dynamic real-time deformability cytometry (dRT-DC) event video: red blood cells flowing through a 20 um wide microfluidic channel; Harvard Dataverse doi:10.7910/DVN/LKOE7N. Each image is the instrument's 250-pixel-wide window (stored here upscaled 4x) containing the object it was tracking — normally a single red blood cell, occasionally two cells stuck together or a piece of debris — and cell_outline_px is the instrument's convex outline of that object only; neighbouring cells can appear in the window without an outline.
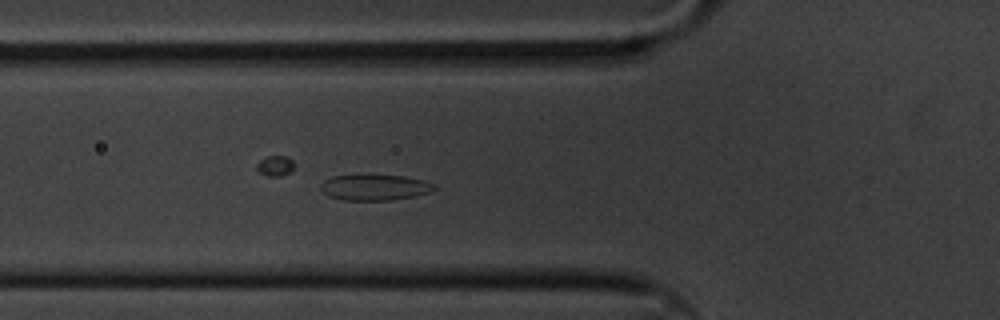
{"species": "common noctule bat (a hibernating species)", "species_latin": "Nyctalus noctula", "temperature_condition": "cold", "stored_images_in_passage": 18, "camera_frame_rate_fps": 3000, "um_per_image_px": 0.085, "animal": {"sex": "male", "body_mass_g": 20.1, "forearm_length_mm": 53.5}, "frame": {"image": 1, "passage_image": 13, "time_ms": 4.0, "image_size_px": [1000, 320], "cell_outline_px": [[436, 188], [432, 192], [416, 196], [392, 200], [344, 200], [328, 196], [320, 188], [320, 184], [324, 180], [332, 176], [356, 172], [404, 176], [424, 180], [436, 184]], "centroid_in_image_um": [31.84, 15.88], "position_along_channel_um": 94.0, "area_um2": 18.03}}